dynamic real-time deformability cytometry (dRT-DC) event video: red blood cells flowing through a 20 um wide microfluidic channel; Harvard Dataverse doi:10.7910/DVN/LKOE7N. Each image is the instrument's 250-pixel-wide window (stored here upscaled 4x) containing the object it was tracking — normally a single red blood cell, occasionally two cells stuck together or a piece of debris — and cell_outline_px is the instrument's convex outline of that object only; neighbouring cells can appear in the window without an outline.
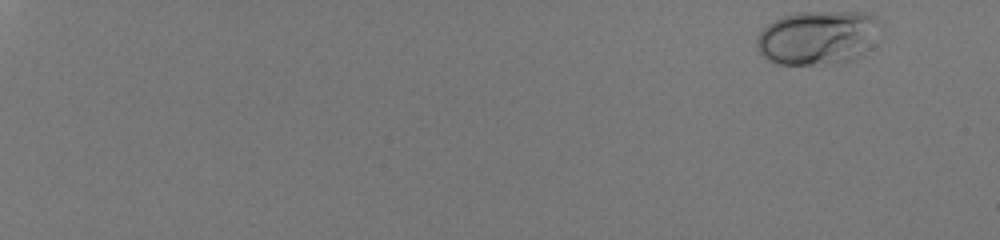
{"species": "human", "species_latin": "Homo sapiens", "temperature_condition": "room temperature", "stored_images_in_passage": 53, "camera_frame_rate_fps": 3000, "um_per_image_px": 0.085, "donor": {"sex": "male"}, "frame": {"image": 1, "passage_image": 1, "time_ms": 0.0, "image_size_px": [1000, 240], "cell_outline_px": [[880, 24], [864, 52], [860, 56], [852, 60], [840, 64], [776, 64], [768, 60], [756, 48], [756, 40], [760, 32], [768, 24], [784, 16], [796, 12], [872, 12], [880, 20]], "centroid_in_image_um": [69.49, 3.19], "position_along_channel_um": 15.5, "area_um2": 38.84}}
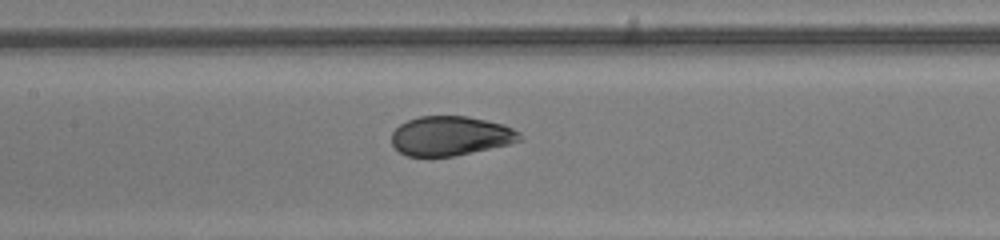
{"frame": {"image": 2, "passage_image": 30, "time_ms": 9.667, "image_size_px": [1000, 240], "cell_outline_px": [[524, 140], [508, 144], [452, 156], [404, 156], [392, 144], [392, 132], [400, 124], [408, 120], [420, 116], [468, 116], [504, 124], [520, 132]], "centroid_in_image_um": [38.3, 11.54], "position_along_channel_um": 169.1, "area_um2": 29.36}}
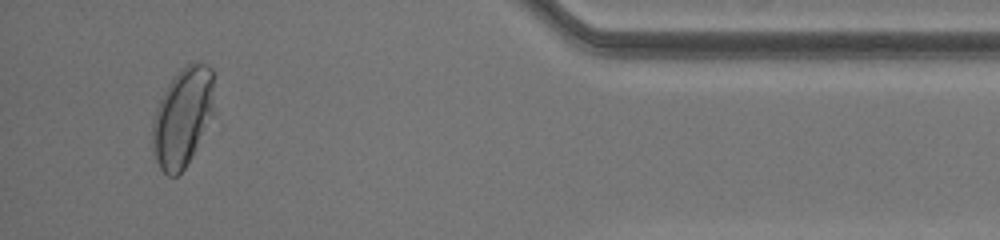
{"frame": {"image": 3, "passage_image": 51, "time_ms": 16.667, "image_size_px": [1000, 240], "cell_outline_px": [[216, 112], [192, 156], [184, 168], [176, 176], [168, 176], [160, 168], [152, 156], [152, 120], [156, 108], [168, 84], [176, 72], [180, 68], [196, 60], [208, 64], [216, 72]], "centroid_in_image_um": [15.59, 9.88], "position_along_channel_um": 419.6, "area_um2": 37.17}}